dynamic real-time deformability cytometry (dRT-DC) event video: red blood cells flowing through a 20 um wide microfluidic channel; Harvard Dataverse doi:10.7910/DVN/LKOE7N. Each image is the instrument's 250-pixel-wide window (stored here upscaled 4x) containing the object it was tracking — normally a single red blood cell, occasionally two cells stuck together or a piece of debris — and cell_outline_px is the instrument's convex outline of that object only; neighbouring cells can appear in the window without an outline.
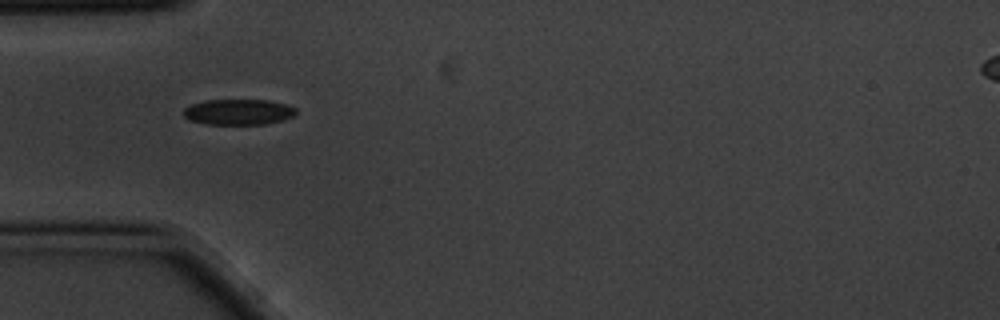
{"species": "common noctule bat (a hibernating species)", "species_latin": "Nyctalus noctula", "temperature_condition": "cold", "stored_images_in_passage": 4, "camera_frame_rate_fps": 3000, "um_per_image_px": 0.085, "animal": {"sex": "male", "body_mass_g": 20.1, "forearm_length_mm": 53.5}, "frame": {"image": 1, "passage_image": 1, "time_ms": 0.0, "image_size_px": [1000, 320], "cell_outline_px": [[296, 112], [292, 116], [284, 120], [264, 124], [204, 124], [188, 120], [184, 116], [184, 108], [192, 104], [204, 100], [268, 100], [284, 104], [296, 108]], "centroid_in_image_um": [20.24, 9.52], "position_along_channel_um": 64.8, "area_um2": 16.82}}